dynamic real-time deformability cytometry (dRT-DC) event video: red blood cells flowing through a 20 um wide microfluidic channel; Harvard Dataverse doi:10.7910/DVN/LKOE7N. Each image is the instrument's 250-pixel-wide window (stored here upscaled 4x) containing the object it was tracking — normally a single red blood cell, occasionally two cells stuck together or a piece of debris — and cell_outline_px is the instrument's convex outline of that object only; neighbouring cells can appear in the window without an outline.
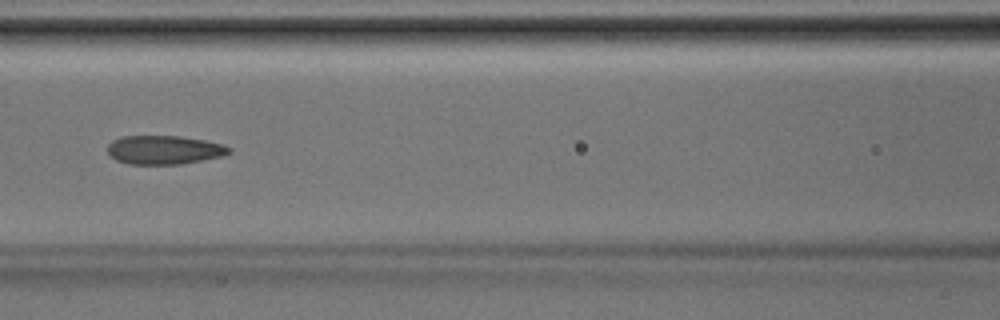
{"species": "Egyptian fruit bat (a non-hibernating species)", "species_latin": "Rousettus aegyptiacus", "temperature_condition": "room temperature", "stored_images_in_passage": 39, "camera_frame_rate_fps": 3000, "um_per_image_px": 0.085, "animal": {"sex": "male"}, "frame": {"image": 1, "passage_image": 17, "time_ms": 5.333, "image_size_px": [1000, 320], "cell_outline_px": [[232, 152], [224, 156], [180, 164], [128, 164], [116, 160], [108, 152], [108, 144], [112, 140], [120, 136], [180, 136], [204, 140], [220, 144], [232, 148]], "centroid_in_image_um": [13.96, 12.74], "position_along_channel_um": 152.6, "area_um2": 20.4}}